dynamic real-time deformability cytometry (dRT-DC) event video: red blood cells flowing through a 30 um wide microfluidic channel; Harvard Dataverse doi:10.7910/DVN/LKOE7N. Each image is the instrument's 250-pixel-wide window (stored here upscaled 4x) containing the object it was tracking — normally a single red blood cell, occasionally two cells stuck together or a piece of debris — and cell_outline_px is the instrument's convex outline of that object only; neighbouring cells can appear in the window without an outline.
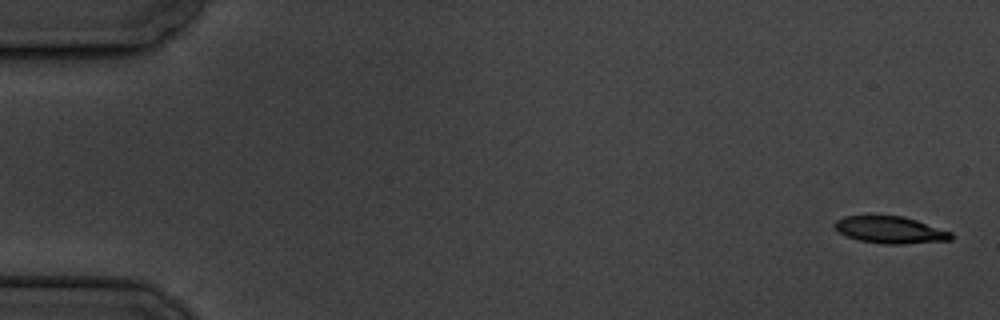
{"species": "common noctule bat (a hibernating species)", "species_latin": "Nyctalus noctula", "temperature_condition": "cold", "stored_images_in_passage": 7, "camera_frame_rate_fps": 3000, "um_per_image_px": 0.085, "animal": {"sex": "male", "body_mass_g": 19.5, "forearm_length_mm": 54.6}, "frame": {"image": 1, "passage_image": 1, "time_ms": 0.0, "image_size_px": [1000, 320], "cell_outline_px": [[952, 240], [904, 244], [884, 244], [860, 240], [848, 236], [840, 232], [832, 224], [836, 220], [844, 216], [904, 216], [952, 232]], "centroid_in_image_um": [75.69, 19.54], "position_along_channel_um": 9.3, "area_um2": 18.15}}
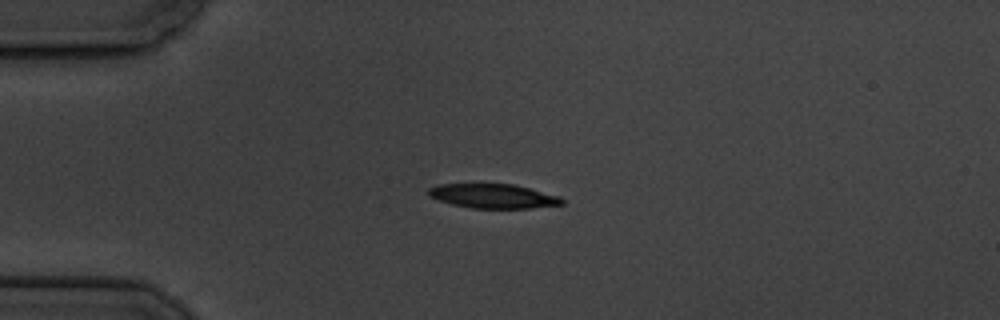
{"frame": {"image": 2, "passage_image": 5, "time_ms": 4.333, "image_size_px": [1000, 320], "cell_outline_px": [[564, 204], [532, 208], [472, 208], [452, 204], [428, 196], [428, 188], [440, 184], [512, 184], [560, 196], [564, 200]], "centroid_in_image_um": [41.93, 16.67], "position_along_channel_um": 43.1, "area_um2": 18.79}}
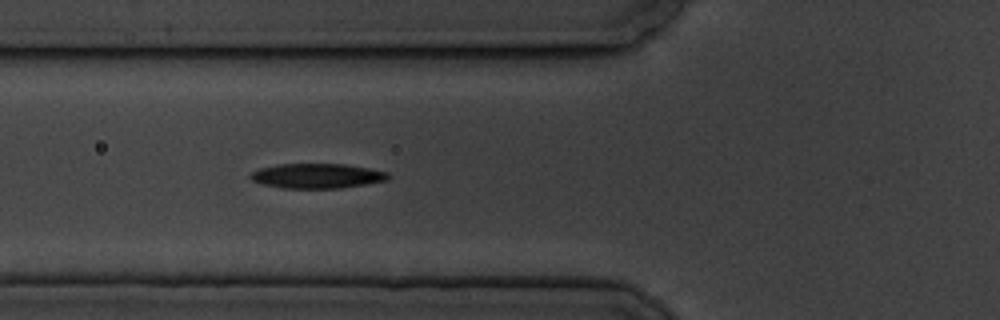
{"frame": {"image": 3, "passage_image": 7, "time_ms": 6.667, "image_size_px": [1000, 320], "cell_outline_px": [[392, 176], [388, 180], [340, 188], [284, 188], [264, 184], [252, 180], [248, 176], [252, 172], [260, 168], [276, 164], [344, 164], [368, 168], [388, 172]], "centroid_in_image_um": [26.96, 14.94], "position_along_channel_um": 98.8, "area_um2": 19.83}}